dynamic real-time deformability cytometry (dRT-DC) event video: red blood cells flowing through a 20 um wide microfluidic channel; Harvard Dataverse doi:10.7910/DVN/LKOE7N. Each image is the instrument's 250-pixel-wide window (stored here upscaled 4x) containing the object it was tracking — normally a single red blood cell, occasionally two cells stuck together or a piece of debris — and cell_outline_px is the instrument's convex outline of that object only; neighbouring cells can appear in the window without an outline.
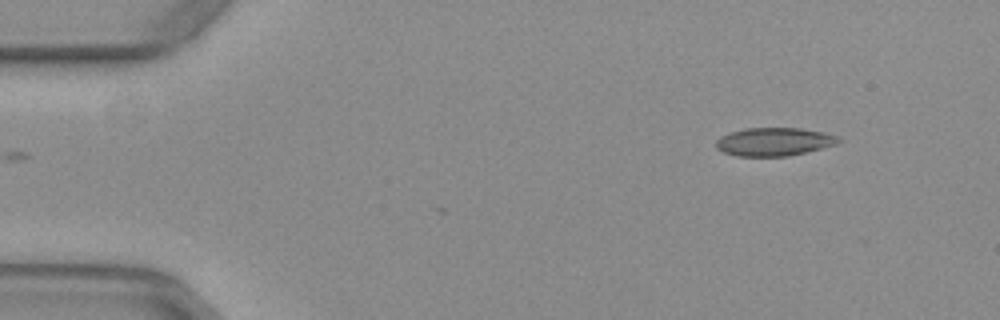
{"species": "common noctule bat (a hibernating species)", "species_latin": "Nyctalus noctula", "temperature_condition": "warm", "stored_images_in_passage": 3, "camera_frame_rate_fps": 3000, "um_per_image_px": 0.085, "animal": {"sex": "female", "body_mass_g": 29.2, "forearm_length_mm": 56.3}, "frame": {"image": 1, "passage_image": 1, "time_ms": 0.0, "image_size_px": [1000, 320], "cell_outline_px": [[844, 140], [836, 144], [788, 156], [736, 156], [724, 152], [716, 148], [716, 140], [720, 136], [744, 128], [800, 128], [824, 132], [836, 136]], "centroid_in_image_um": [65.78, 12.04], "position_along_channel_um": 19.2, "area_um2": 20.06}}